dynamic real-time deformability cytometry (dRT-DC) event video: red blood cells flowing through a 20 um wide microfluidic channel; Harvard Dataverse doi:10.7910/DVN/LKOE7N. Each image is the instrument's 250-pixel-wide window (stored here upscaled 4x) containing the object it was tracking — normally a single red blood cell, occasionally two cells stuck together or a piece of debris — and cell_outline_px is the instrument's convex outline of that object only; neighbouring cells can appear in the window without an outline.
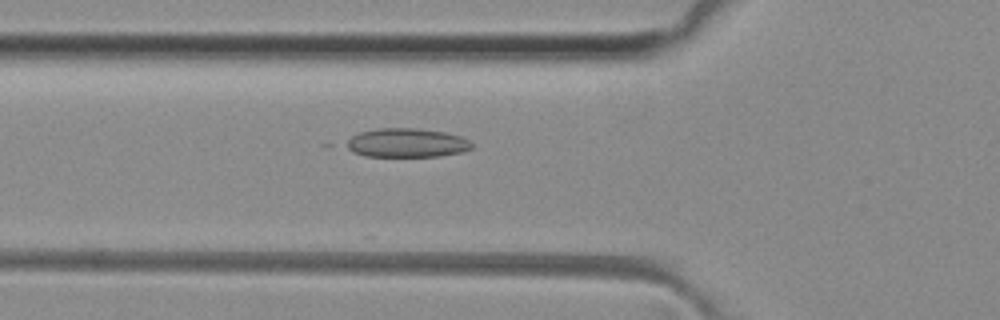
{"species": "common noctule bat (a hibernating species)", "species_latin": "Nyctalus noctula", "temperature_condition": "room temperature", "stored_images_in_passage": 36, "camera_frame_rate_fps": 3000, "um_per_image_px": 0.085, "animal": {"sex": "female", "body_mass_g": 29.2, "forearm_length_mm": 56.3}, "frame": {"image": 1, "passage_image": 4, "time_ms": 1.0, "image_size_px": [1000, 320], "cell_outline_px": [[472, 148], [460, 152], [440, 156], [364, 156], [340, 144], [352, 136], [360, 132], [376, 128], [416, 128], [444, 132], [460, 136], [468, 140], [472, 144]], "centroid_in_image_um": [34.52, 12.13], "position_along_channel_um": 91.3, "area_um2": 21.15}}
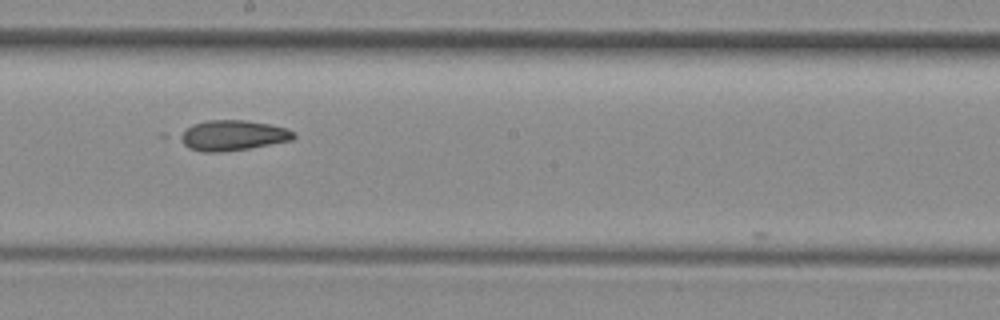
{"frame": {"image": 2, "passage_image": 14, "time_ms": 4.333, "image_size_px": [1000, 320], "cell_outline_px": [[296, 136], [292, 140], [248, 148], [220, 152], [204, 152], [188, 148], [176, 136], [188, 128], [196, 124], [208, 120], [244, 120], [268, 124], [288, 128], [296, 132]], "centroid_in_image_um": [19.79, 11.51], "position_along_channel_um": 228.4, "area_um2": 19.94}}
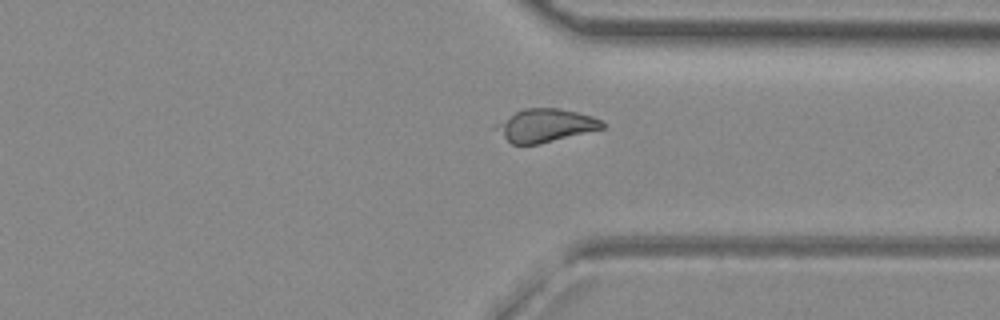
{"frame": {"image": 3, "passage_image": 24, "time_ms": 7.667, "image_size_px": [1000, 320], "cell_outline_px": [[604, 128], [540, 144], [512, 144], [504, 136], [496, 124], [516, 112], [524, 108], [560, 108], [592, 116], [600, 120], [604, 124]], "centroid_in_image_um": [46.42, 10.65], "position_along_channel_um": 365.0, "area_um2": 19.88}}